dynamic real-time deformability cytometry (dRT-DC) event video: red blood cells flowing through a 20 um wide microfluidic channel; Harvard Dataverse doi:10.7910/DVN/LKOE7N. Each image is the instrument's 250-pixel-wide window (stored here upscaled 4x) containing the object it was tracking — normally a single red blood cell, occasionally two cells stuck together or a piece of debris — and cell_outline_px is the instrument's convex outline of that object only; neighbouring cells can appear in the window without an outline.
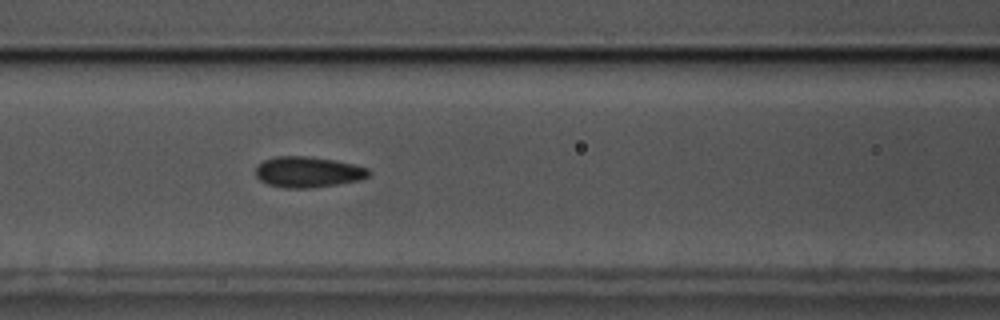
{"species": "common noctule bat (a hibernating species)", "species_latin": "Nyctalus noctula", "temperature_condition": "cold", "stored_images_in_passage": 57, "camera_frame_rate_fps": 3000, "um_per_image_px": 0.085, "animal": {"sex": "male", "body_mass_g": 17.5, "forearm_length_mm": 52.3}, "frame": {"image": 1, "passage_image": 24, "time_ms": 7.667, "image_size_px": [1000, 320], "cell_outline_px": [[372, 172], [368, 176], [360, 180], [336, 184], [308, 188], [284, 188], [268, 184], [260, 180], [256, 176], [256, 164], [264, 160], [276, 156], [308, 156], [336, 160], [356, 164], [368, 168]], "centroid_in_image_um": [26.18, 14.61], "position_along_channel_um": 140.4, "area_um2": 20.46}}
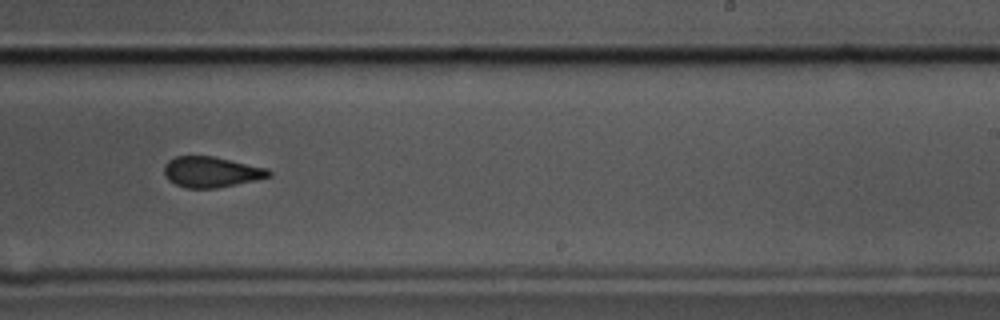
{"frame": {"image": 2, "passage_image": 35, "time_ms": 11.333, "image_size_px": [1000, 320], "cell_outline_px": [[272, 176], [256, 180], [216, 188], [184, 188], [168, 180], [164, 176], [164, 164], [168, 160], [176, 156], [212, 156], [268, 168], [272, 172]], "centroid_in_image_um": [17.95, 14.62], "position_along_channel_um": 271.1, "area_um2": 18.79}}
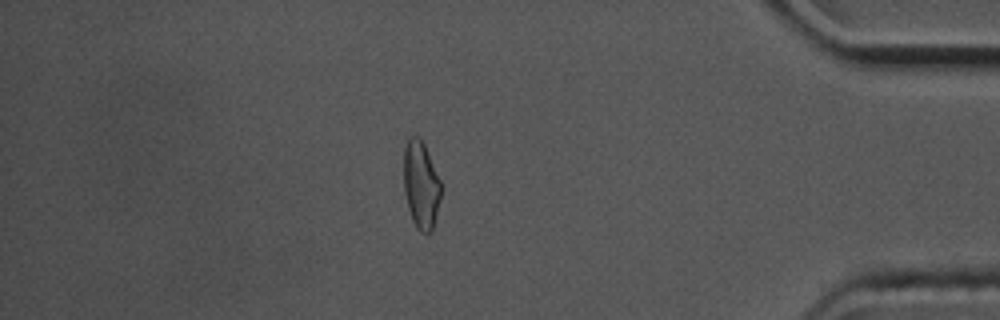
{"frame": {"image": 3, "passage_image": 49, "time_ms": 16.0, "image_size_px": [1000, 320], "cell_outline_px": [[440, 200], [432, 232], [428, 236], [420, 232], [416, 228], [412, 220], [408, 208], [404, 192], [404, 148], [408, 136], [416, 136], [424, 144], [440, 180]], "centroid_in_image_um": [35.77, 15.77], "position_along_channel_um": 399.4, "area_um2": 19.07}, "authors_computed_cell_mechanics": {"area_um2": 19.7676, "velocity_mm_per_s": 3.5761, "shape_relaxation_time_tau1_ms": 7.1114, "shape_relaxation_time_tau2_ms": 2.3121, "deformation_change_tau1": 0.1194, "deformation_change_tau2": 0.0692}}